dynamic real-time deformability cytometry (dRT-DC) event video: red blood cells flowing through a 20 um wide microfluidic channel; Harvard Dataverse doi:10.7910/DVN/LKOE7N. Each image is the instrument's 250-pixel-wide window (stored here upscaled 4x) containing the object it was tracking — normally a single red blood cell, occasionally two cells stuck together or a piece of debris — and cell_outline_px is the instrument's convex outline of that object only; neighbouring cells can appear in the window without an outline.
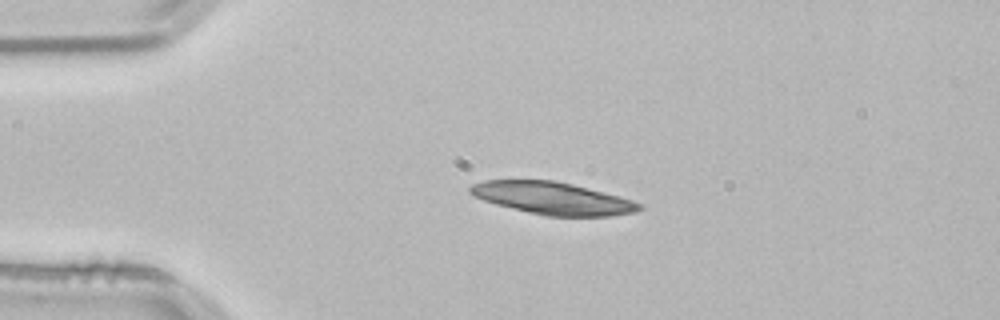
{"species": "common noctule bat (a hibernating species)", "species_latin": "Nyctalus noctula", "temperature_condition": "room temperature", "stored_images_in_passage": 42, "camera_frame_rate_fps": 3000, "um_per_image_px": 0.085, "animal": {"sex": "male", "body_mass_g": 21.5, "forearm_length_mm": 52.0}, "frame": {"image": 1, "passage_image": 1, "time_ms": 0.0, "image_size_px": [1000, 320], "cell_outline_px": [[644, 208], [636, 212], [612, 216], [548, 216], [528, 212], [496, 204], [472, 196], [468, 192], [468, 188], [472, 184], [484, 180], [556, 180], [572, 184], [632, 200], [644, 204]], "centroid_in_image_um": [46.97, 16.85], "position_along_channel_um": 38.0, "area_um2": 31.85}}